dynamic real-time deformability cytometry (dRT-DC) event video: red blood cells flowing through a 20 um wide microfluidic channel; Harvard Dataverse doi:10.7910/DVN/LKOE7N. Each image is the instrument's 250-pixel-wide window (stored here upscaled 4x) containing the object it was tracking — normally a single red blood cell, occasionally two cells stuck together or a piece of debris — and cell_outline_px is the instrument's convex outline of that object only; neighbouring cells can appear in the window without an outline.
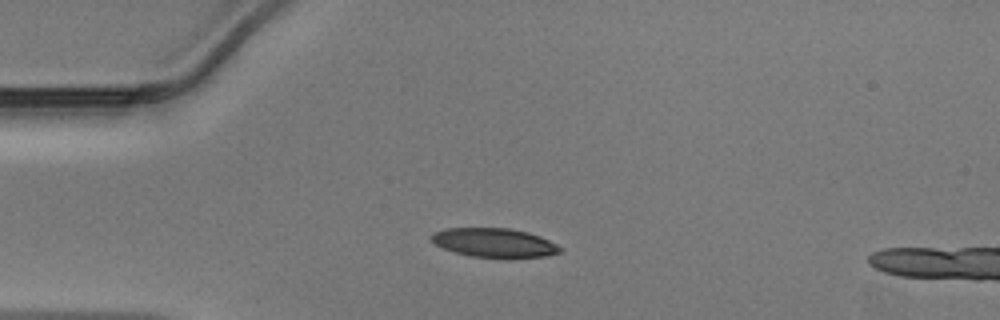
{"species": "Egyptian fruit bat (a non-hibernating species)", "species_latin": "Rousettus aegyptiacus", "temperature_condition": "warm", "stored_images_in_passage": 37, "camera_frame_rate_fps": 3000, "um_per_image_px": 0.085, "animal": {"sex": "male"}, "frame": {"image": 1, "passage_image": 1, "time_ms": 0.0, "image_size_px": [1000, 320], "cell_outline_px": [[560, 252], [544, 256], [472, 256], [456, 252], [444, 248], [436, 244], [432, 240], [432, 236], [436, 232], [444, 228], [508, 228], [528, 232], [540, 236], [556, 244], [560, 248]], "centroid_in_image_um": [42.0, 20.6], "position_along_channel_um": 43.0, "area_um2": 20.92}}
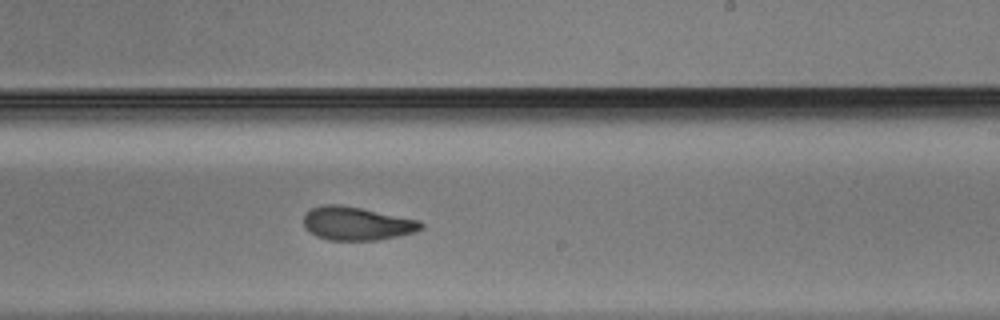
{"frame": {"image": 2, "passage_image": 18, "time_ms": 5.667, "image_size_px": [1000, 320], "cell_outline_px": [[424, 228], [416, 232], [376, 240], [328, 240], [316, 236], [304, 228], [304, 216], [312, 208], [320, 204], [340, 204], [420, 220], [424, 224]], "centroid_in_image_um": [30.33, 19.0], "position_along_channel_um": 258.7, "area_um2": 22.89}}
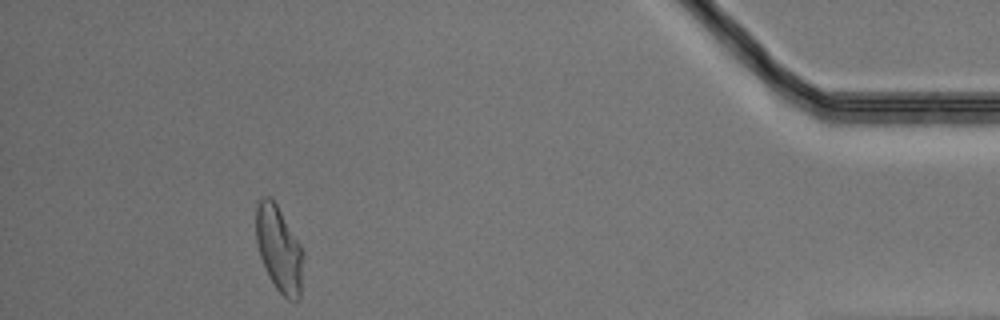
{"frame": {"image": 3, "passage_image": 33, "time_ms": 10.667, "image_size_px": [1000, 320], "cell_outline_px": [[304, 252], [300, 296], [296, 300], [288, 300], [276, 288], [268, 276], [260, 256], [256, 240], [256, 208], [260, 200], [264, 196], [268, 196], [276, 204], [300, 244]], "centroid_in_image_um": [23.72, 21.19], "position_along_channel_um": 411.5, "area_um2": 23.35}}